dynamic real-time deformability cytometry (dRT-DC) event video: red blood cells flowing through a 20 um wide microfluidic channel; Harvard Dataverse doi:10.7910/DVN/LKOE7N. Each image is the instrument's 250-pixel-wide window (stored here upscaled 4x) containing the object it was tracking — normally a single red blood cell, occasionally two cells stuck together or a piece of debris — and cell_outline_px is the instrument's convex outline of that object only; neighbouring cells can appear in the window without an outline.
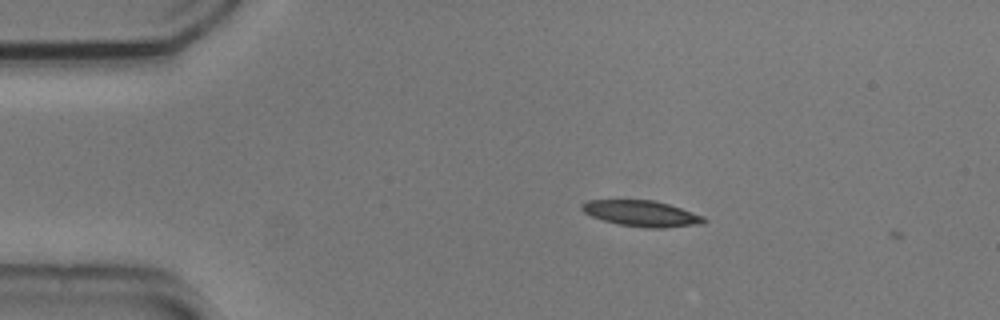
{"species": "common noctule bat (a hibernating species)", "species_latin": "Nyctalus noctula", "temperature_condition": "cold", "stored_images_in_passage": 2, "camera_frame_rate_fps": 3000, "um_per_image_px": 0.085, "animal": {"sex": "male", "body_mass_g": 20.5, "forearm_length_mm": 52.5}, "frame": {"image": 1, "passage_image": 1, "time_ms": 0.0, "image_size_px": [1000, 320], "cell_outline_px": [[708, 220], [704, 224], [664, 228], [648, 228], [620, 224], [604, 220], [592, 216], [584, 212], [580, 208], [580, 204], [588, 200], [656, 200], [704, 216]], "centroid_in_image_um": [54.56, 18.15], "position_along_channel_um": 30.4, "area_um2": 18.44}}